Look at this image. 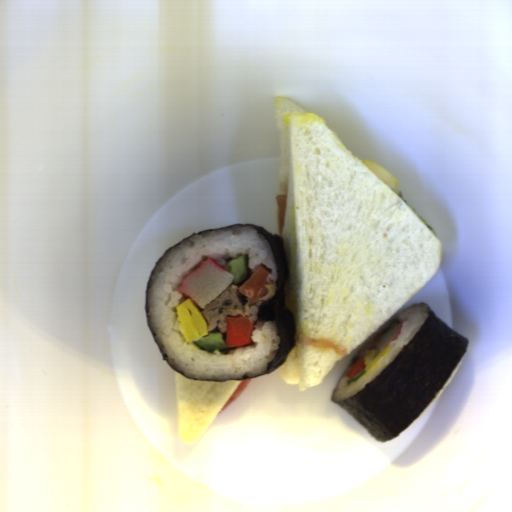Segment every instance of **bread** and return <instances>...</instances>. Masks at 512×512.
<instances>
[{"instance_id":"8d2b1439","label":"bread","mask_w":512,"mask_h":512,"mask_svg":"<svg viewBox=\"0 0 512 512\" xmlns=\"http://www.w3.org/2000/svg\"><path fill=\"white\" fill-rule=\"evenodd\" d=\"M273 116L295 332L281 373L300 391L405 310L436 274L441 243L325 119L280 96Z\"/></svg>"},{"instance_id":"cb027b5d","label":"bread","mask_w":512,"mask_h":512,"mask_svg":"<svg viewBox=\"0 0 512 512\" xmlns=\"http://www.w3.org/2000/svg\"><path fill=\"white\" fill-rule=\"evenodd\" d=\"M235 381H195L176 374V425L183 442L197 444L204 431L239 387Z\"/></svg>"}]
</instances>
